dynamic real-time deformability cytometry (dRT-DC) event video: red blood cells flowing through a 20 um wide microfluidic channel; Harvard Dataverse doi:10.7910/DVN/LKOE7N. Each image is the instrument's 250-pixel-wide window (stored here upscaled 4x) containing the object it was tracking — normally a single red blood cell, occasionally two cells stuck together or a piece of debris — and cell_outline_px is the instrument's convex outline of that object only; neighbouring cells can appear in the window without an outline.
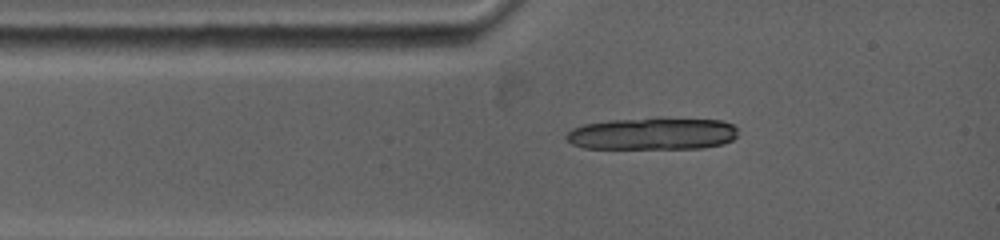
{"species": "common noctule bat (a hibernating species)", "species_latin": "Nyctalus noctula", "temperature_condition": "warm", "stored_images_in_passage": 1, "camera_frame_rate_fps": 5000, "um_per_image_px": 0.085, "animal": {"sex": "female", "body_mass_g": 19.0, "forearm_length_mm": 53.3}, "frame": {"image": 1, "passage_image": 1, "time_ms": 0.0, "image_size_px": [1000, 240], "cell_outline_px": [[736, 136], [732, 140], [724, 144], [700, 148], [584, 148], [572, 144], [564, 136], [572, 128], [584, 124], [608, 120], [660, 116], [720, 120], [732, 124], [736, 128]], "centroid_in_image_um": [55.47, 11.33], "position_along_channel_um": 29.5, "area_um2": 32.89}}